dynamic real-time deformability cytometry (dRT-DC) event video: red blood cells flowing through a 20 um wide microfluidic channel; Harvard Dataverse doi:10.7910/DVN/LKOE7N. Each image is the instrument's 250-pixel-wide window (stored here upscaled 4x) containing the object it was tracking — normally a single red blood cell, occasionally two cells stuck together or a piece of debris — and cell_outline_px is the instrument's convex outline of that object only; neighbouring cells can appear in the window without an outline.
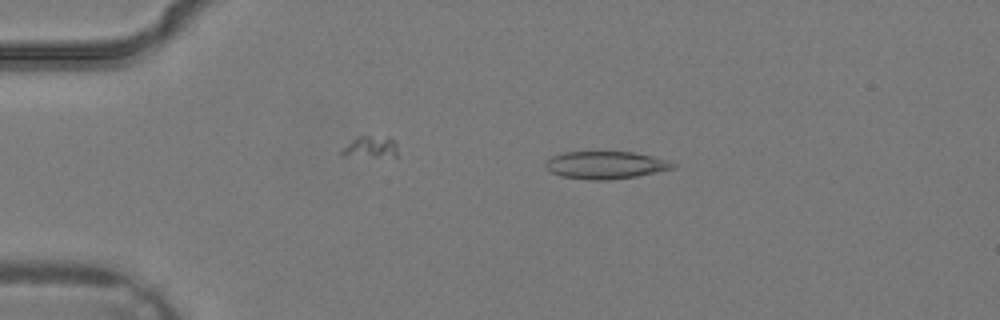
{"species": "common noctule bat (a hibernating species)", "species_latin": "Nyctalus noctula", "temperature_condition": "warm", "stored_images_in_passage": 5, "camera_frame_rate_fps": 3000, "um_per_image_px": 0.085, "animal": {"sex": "male", "body_mass_g": 19.2, "forearm_length_mm": 51.8}, "frame": {"image": 1, "passage_image": 4, "time_ms": 1.0, "image_size_px": [1000, 320], "cell_outline_px": [[676, 168], [636, 176], [608, 180], [588, 180], [560, 176], [552, 172], [544, 164], [552, 156], [564, 152], [636, 152], [652, 156], [676, 164]], "centroid_in_image_um": [51.47, 14.03], "position_along_channel_um": 33.5, "area_um2": 20.29}}